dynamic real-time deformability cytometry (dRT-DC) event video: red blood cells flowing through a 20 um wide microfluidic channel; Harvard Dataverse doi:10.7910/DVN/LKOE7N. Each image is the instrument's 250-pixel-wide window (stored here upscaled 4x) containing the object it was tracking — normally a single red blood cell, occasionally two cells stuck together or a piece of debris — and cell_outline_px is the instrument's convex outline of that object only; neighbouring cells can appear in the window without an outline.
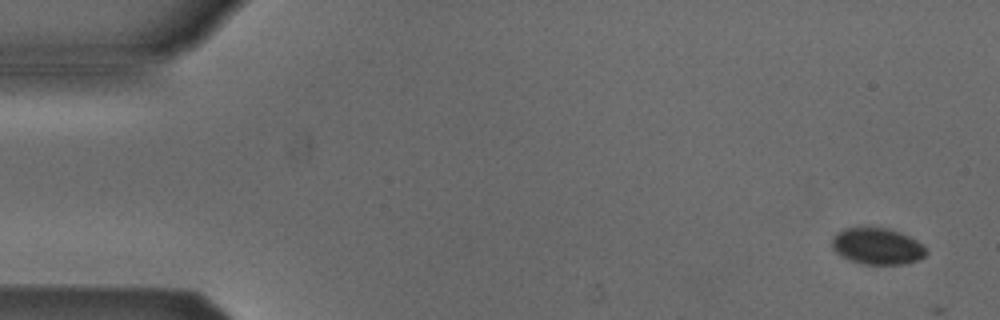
{"species": "Egyptian fruit bat (a non-hibernating species)", "species_latin": "Rousettus aegyptiacus", "temperature_condition": "cold", "stored_images_in_passage": 5, "camera_frame_rate_fps": 3000, "um_per_image_px": 0.085, "animal": {"sex": "male"}, "frame": {"image": 1, "passage_image": 1, "time_ms": 0.0, "image_size_px": [1000, 320], "cell_outline_px": [[928, 252], [920, 260], [904, 264], [864, 264], [848, 260], [840, 256], [832, 248], [832, 236], [844, 228], [888, 228], [900, 232], [916, 240]], "centroid_in_image_um": [74.54, 20.94], "position_along_channel_um": 10.5, "area_um2": 20.0}}